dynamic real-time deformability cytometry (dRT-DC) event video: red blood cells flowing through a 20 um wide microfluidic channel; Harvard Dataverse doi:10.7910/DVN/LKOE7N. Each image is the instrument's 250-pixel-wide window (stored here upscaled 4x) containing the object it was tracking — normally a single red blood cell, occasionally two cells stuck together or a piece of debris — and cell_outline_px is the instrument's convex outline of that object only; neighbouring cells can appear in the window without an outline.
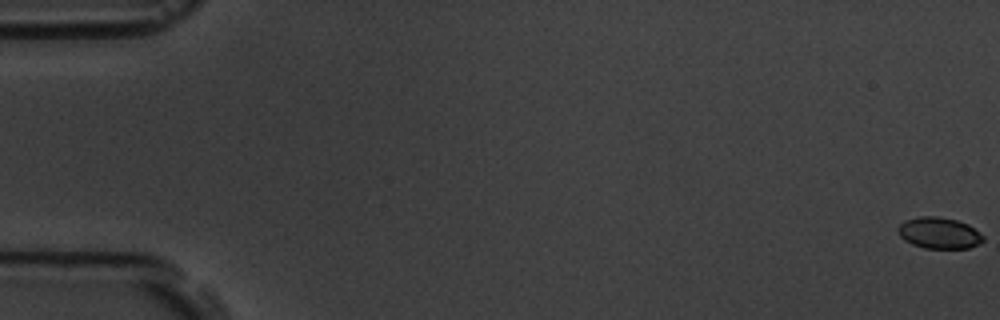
{"species": "common noctule bat (a hibernating species)", "species_latin": "Nyctalus noctula", "temperature_condition": "room temperature", "stored_images_in_passage": 8, "camera_frame_rate_fps": 3000, "um_per_image_px": 0.085, "animal": {"sex": "male", "body_mass_g": 19.5, "forearm_length_mm": 54.6}, "frame": {"image": 1, "passage_image": 1, "time_ms": 0.0, "image_size_px": [1000, 320], "cell_outline_px": [[984, 240], [980, 244], [968, 248], [924, 248], [912, 244], [904, 240], [900, 236], [896, 228], [904, 220], [920, 216], [936, 216], [956, 220], [968, 224], [980, 232], [984, 236]], "centroid_in_image_um": [79.82, 19.8], "position_along_channel_um": 5.2, "area_um2": 15.66}}
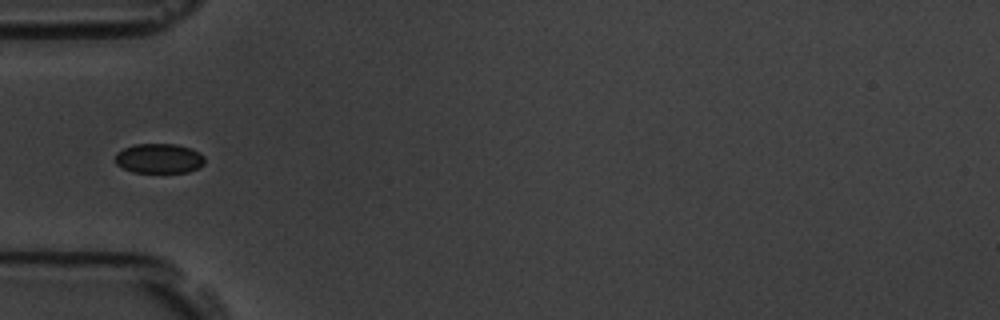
{"frame": {"image": 2, "passage_image": 6, "time_ms": 6.333, "image_size_px": [1000, 320], "cell_outline_px": [[204, 164], [200, 168], [188, 172], [132, 172], [116, 164], [116, 152], [124, 148], [136, 144], [176, 144], [192, 148], [200, 152], [204, 156]], "centroid_in_image_um": [13.56, 13.46], "position_along_channel_um": 71.4, "area_um2": 15.61}}
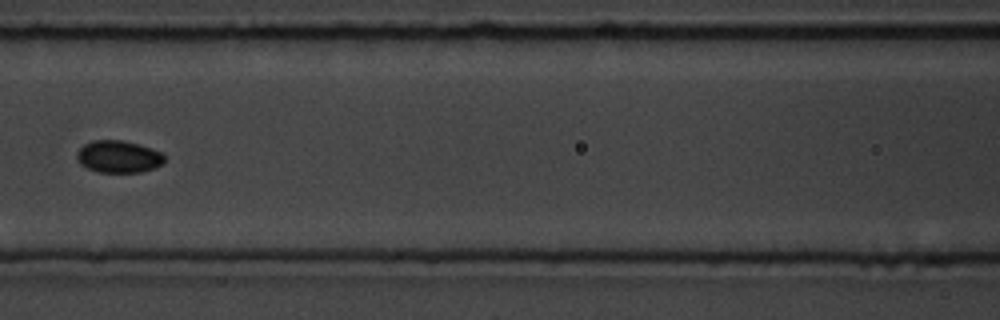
{"frame": {"image": 3, "passage_image": 8, "time_ms": 8.667, "image_size_px": [1000, 320], "cell_outline_px": [[164, 164], [140, 172], [96, 172], [80, 164], [76, 160], [76, 152], [84, 144], [92, 140], [124, 140], [152, 148], [160, 152], [164, 156]], "centroid_in_image_um": [10.04, 13.31], "position_along_channel_um": 156.6, "area_um2": 16.53}}